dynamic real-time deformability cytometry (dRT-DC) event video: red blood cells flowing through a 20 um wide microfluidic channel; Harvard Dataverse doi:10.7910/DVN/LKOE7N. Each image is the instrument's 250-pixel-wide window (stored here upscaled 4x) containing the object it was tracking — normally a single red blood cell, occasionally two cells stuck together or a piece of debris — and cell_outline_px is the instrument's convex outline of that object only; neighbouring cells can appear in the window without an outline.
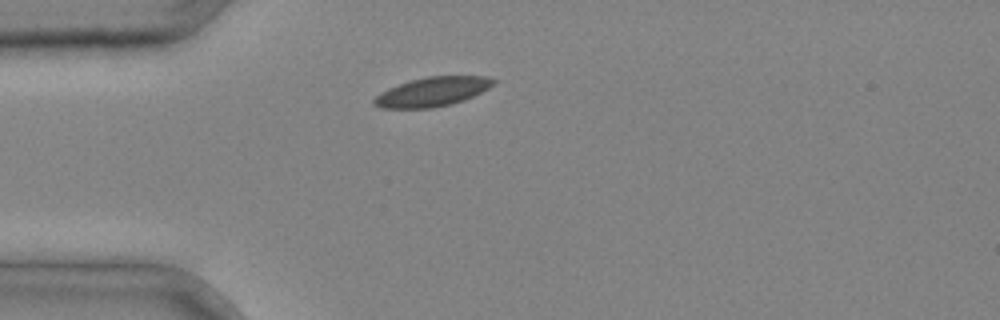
{"species": "common noctule bat (a hibernating species)", "species_latin": "Nyctalus noctula", "temperature_condition": "cold", "stored_images_in_passage": 2, "camera_frame_rate_fps": 3000, "um_per_image_px": 0.085, "animal": {"sex": "male", "body_mass_g": 20.4}, "frame": {"image": 1, "passage_image": 2, "time_ms": 0.333, "image_size_px": [1000, 320], "cell_outline_px": [[496, 84], [464, 100], [452, 104], [432, 108], [380, 108], [372, 104], [372, 100], [380, 92], [388, 88], [412, 80], [428, 76], [484, 76], [496, 80]], "centroid_in_image_um": [36.73, 7.8], "position_along_channel_um": 48.3, "area_um2": 20.29}}